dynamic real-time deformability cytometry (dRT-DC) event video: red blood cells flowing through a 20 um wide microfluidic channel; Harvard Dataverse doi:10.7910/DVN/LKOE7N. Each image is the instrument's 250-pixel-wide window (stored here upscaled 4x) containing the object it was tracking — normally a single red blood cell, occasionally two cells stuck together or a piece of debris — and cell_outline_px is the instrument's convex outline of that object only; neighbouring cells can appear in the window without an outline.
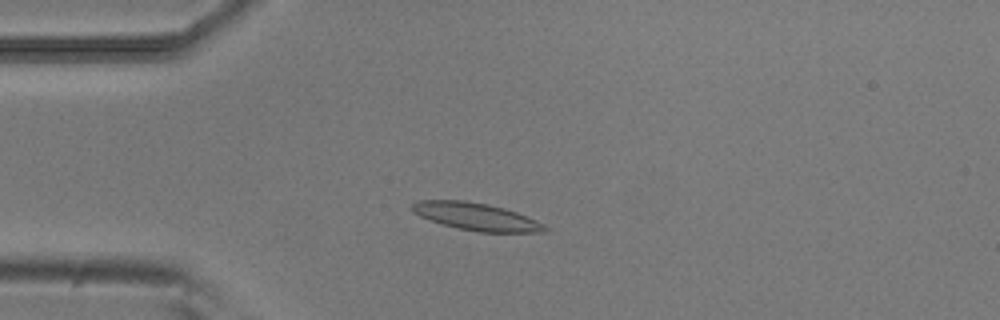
{"species": "common noctule bat (a hibernating species)", "species_latin": "Nyctalus noctula", "temperature_condition": "room temperature", "stored_images_in_passage": 17, "camera_frame_rate_fps": 3000, "um_per_image_px": 0.085, "animal": {"sex": "male", "body_mass_g": 20.5, "forearm_length_mm": 52.5}, "frame": {"image": 1, "passage_image": 12, "time_ms": 3.667, "image_size_px": [1000, 320], "cell_outline_px": [[548, 228], [544, 232], [480, 232], [460, 228], [444, 224], [420, 216], [412, 212], [408, 208], [412, 204], [420, 200], [464, 200], [488, 204], [504, 208], [516, 212], [536, 220], [544, 224]], "centroid_in_image_um": [40.46, 18.4], "position_along_channel_um": 44.5, "area_um2": 21.04}}
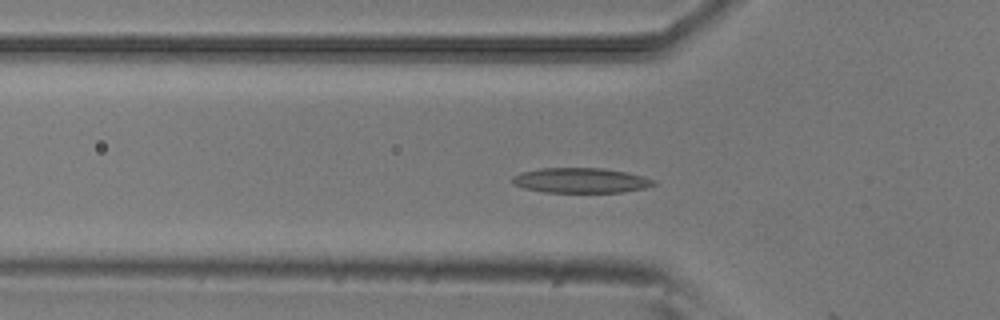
{"frame": {"image": 2, "passage_image": 16, "time_ms": 5.0, "image_size_px": [1000, 320], "cell_outline_px": [[656, 184], [644, 188], [620, 192], [544, 192], [524, 188], [512, 184], [512, 176], [520, 172], [540, 168], [604, 168], [644, 176], [652, 180]], "centroid_in_image_um": [49.3, 15.33], "position_along_channel_um": 76.5, "area_um2": 20.52}}